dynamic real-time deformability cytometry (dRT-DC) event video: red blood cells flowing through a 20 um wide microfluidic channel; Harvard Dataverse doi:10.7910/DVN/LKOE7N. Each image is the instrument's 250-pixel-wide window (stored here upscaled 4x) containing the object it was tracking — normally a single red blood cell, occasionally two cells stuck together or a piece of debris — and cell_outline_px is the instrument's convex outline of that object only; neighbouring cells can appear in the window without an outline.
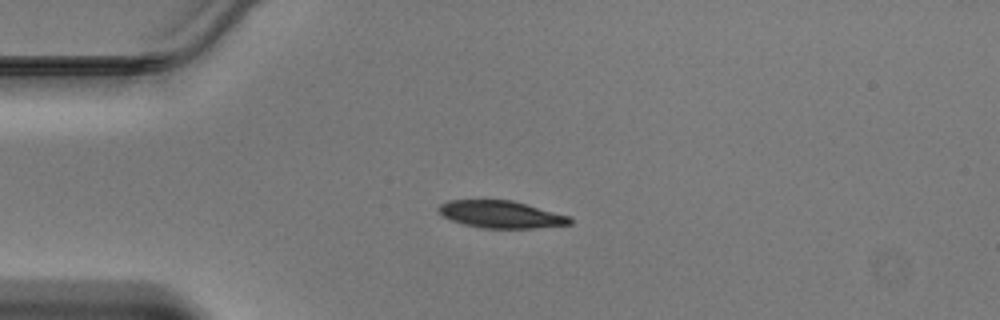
{"species": "Egyptian fruit bat (a non-hibernating species)", "species_latin": "Rousettus aegyptiacus", "temperature_condition": "warm", "stored_images_in_passage": 36, "camera_frame_rate_fps": 3000, "um_per_image_px": 0.085, "animal": {"sex": "male"}, "frame": {"image": 1, "passage_image": 1, "time_ms": 0.0, "image_size_px": [1000, 320], "cell_outline_px": [[572, 224], [532, 228], [484, 228], [464, 224], [452, 220], [444, 216], [436, 208], [440, 204], [448, 200], [512, 200], [572, 216]], "centroid_in_image_um": [42.62, 18.22], "position_along_channel_um": 42.4, "area_um2": 20.87}}
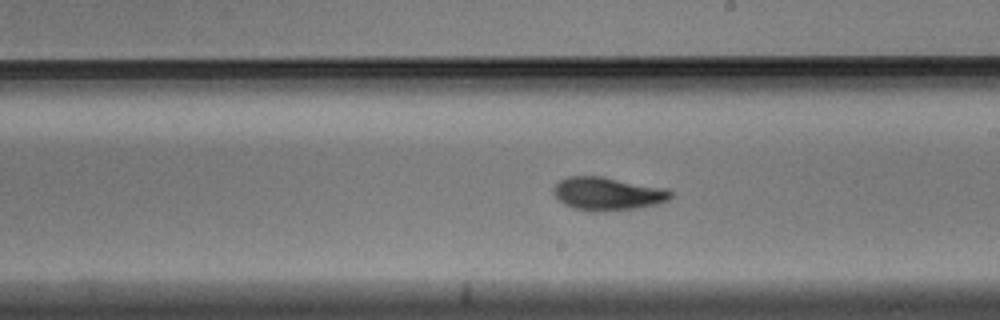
{"frame": {"image": 2, "passage_image": 16, "time_ms": 5.0, "image_size_px": [1000, 320], "cell_outline_px": [[672, 196], [668, 200], [656, 204], [636, 208], [572, 208], [564, 204], [556, 196], [552, 188], [560, 180], [568, 176], [600, 176], [668, 188], [672, 192]], "centroid_in_image_um": [51.68, 16.4], "position_along_channel_um": 237.3, "area_um2": 21.68}}
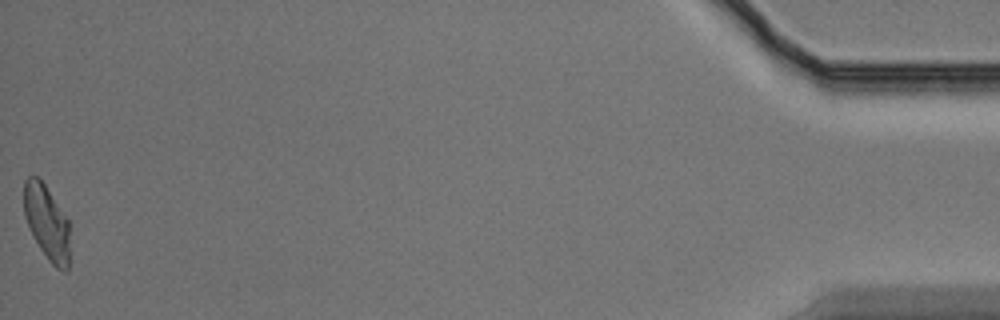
{"frame": {"image": 3, "passage_image": 36, "time_ms": 11.667, "image_size_px": [1000, 320], "cell_outline_px": [[68, 268], [64, 272], [56, 268], [48, 260], [40, 248], [24, 216], [24, 180], [28, 176], [36, 176], [44, 184], [68, 220]], "centroid_in_image_um": [3.96, 18.9], "position_along_channel_um": 431.2, "area_um2": 19.42}}